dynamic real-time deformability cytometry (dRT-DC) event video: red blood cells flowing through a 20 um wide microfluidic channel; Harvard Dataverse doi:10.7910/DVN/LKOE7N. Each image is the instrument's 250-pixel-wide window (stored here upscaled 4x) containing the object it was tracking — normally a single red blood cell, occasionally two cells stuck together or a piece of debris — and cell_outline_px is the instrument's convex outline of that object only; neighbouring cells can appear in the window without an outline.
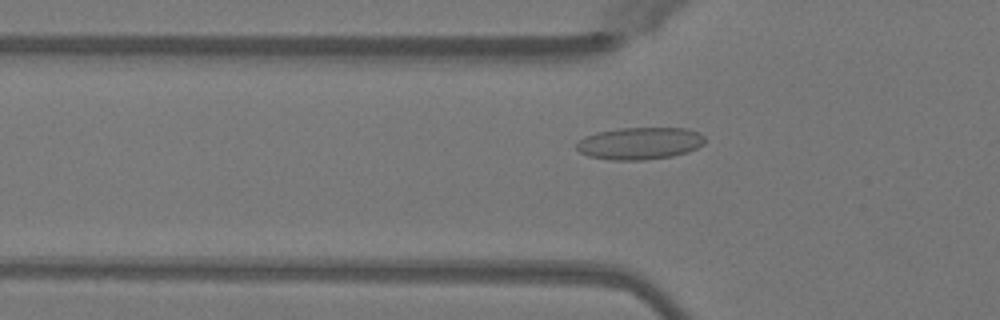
{"species": "Egyptian fruit bat (a non-hibernating species)", "species_latin": "Rousettus aegyptiacus", "temperature_condition": "warm", "stored_images_in_passage": 35, "camera_frame_rate_fps": 3000, "um_per_image_px": 0.085, "animal": {"sex": "female"}, "frame": {"image": 1, "passage_image": 2, "time_ms": 0.333, "image_size_px": [1000, 320], "cell_outline_px": [[704, 144], [688, 152], [672, 156], [644, 160], [612, 160], [588, 156], [580, 152], [576, 148], [576, 144], [584, 136], [596, 132], [620, 128], [684, 128], [700, 132], [704, 136]], "centroid_in_image_um": [54.38, 12.18], "position_along_channel_um": 71.4, "area_um2": 24.16}}
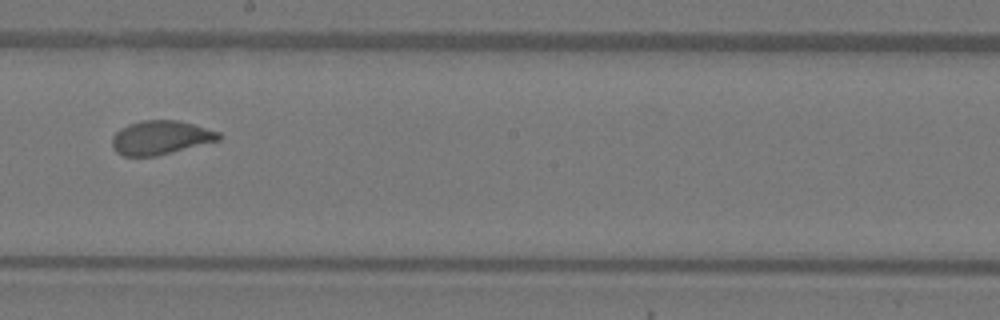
{"frame": {"image": 2, "passage_image": 14, "time_ms": 4.333, "image_size_px": [1000, 320], "cell_outline_px": [[220, 140], [156, 156], [124, 156], [116, 152], [112, 148], [112, 136], [120, 128], [128, 124], [144, 120], [176, 120], [192, 124], [220, 132]], "centroid_in_image_um": [13.61, 11.7], "position_along_channel_um": 234.6, "area_um2": 20.98}}
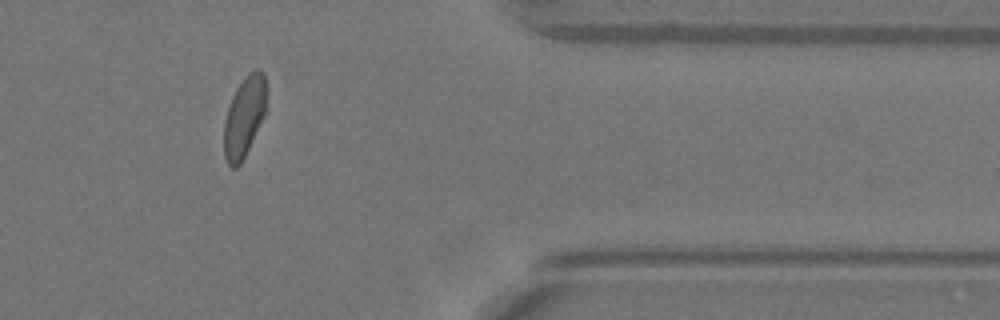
{"frame": {"image": 3, "passage_image": 27, "time_ms": 8.667, "image_size_px": [1000, 320], "cell_outline_px": [[268, 92], [264, 116], [240, 164], [236, 168], [232, 168], [228, 164], [224, 156], [224, 120], [232, 96], [236, 88], [244, 76], [248, 72], [256, 68], [260, 68], [264, 72], [268, 88]], "centroid_in_image_um": [20.79, 9.83], "position_along_channel_um": 390.6, "area_um2": 20.23}}